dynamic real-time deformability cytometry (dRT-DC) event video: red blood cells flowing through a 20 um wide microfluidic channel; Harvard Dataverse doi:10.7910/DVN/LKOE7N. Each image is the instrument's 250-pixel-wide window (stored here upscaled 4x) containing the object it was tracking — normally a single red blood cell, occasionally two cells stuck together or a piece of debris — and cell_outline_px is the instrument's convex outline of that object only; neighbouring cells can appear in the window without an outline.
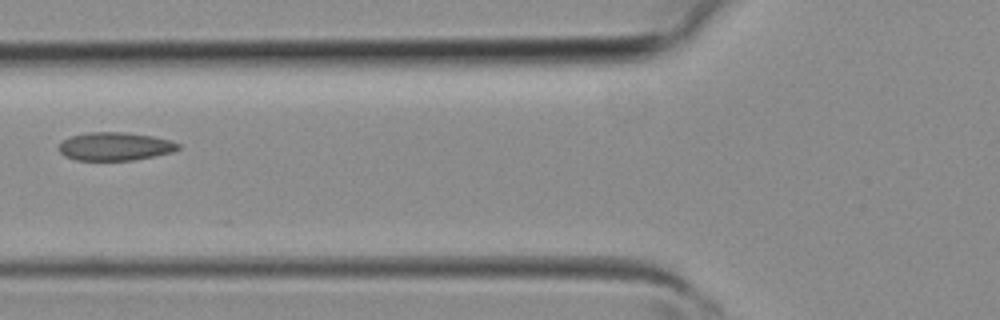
{"species": "common noctule bat (a hibernating species)", "species_latin": "Nyctalus noctula", "temperature_condition": "room temperature", "stored_images_in_passage": 4, "camera_frame_rate_fps": 3000, "um_per_image_px": 0.085, "animal": {"sex": "female", "body_mass_g": 19.3, "forearm_length_mm": 54.1}, "frame": {"image": 1, "passage_image": 4, "time_ms": 1.0, "image_size_px": [1000, 320], "cell_outline_px": [[180, 148], [172, 152], [132, 160], [76, 160], [64, 156], [60, 152], [60, 144], [64, 140], [72, 136], [88, 132], [124, 132], [152, 136], [168, 140], [180, 144]], "centroid_in_image_um": [9.77, 12.44], "position_along_channel_um": 116.0, "area_um2": 19.36}}